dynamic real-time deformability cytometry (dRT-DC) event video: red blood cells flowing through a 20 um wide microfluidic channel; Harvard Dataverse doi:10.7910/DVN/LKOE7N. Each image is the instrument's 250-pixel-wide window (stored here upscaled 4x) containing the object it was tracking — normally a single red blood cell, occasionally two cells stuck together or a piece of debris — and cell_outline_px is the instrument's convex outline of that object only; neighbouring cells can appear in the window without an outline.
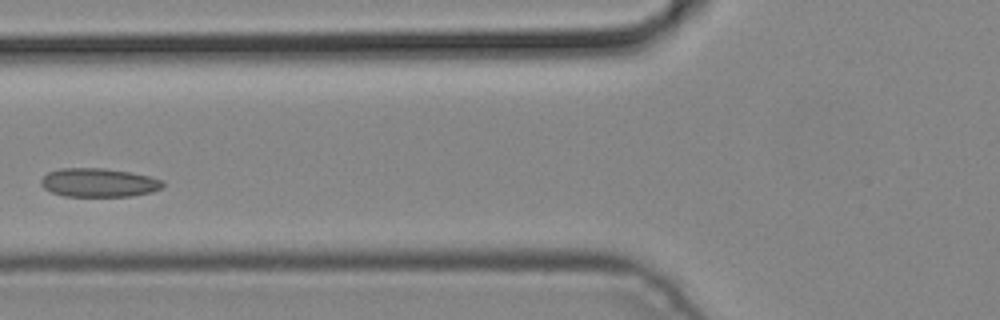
{"species": "common noctule bat (a hibernating species)", "species_latin": "Nyctalus noctula", "temperature_condition": "cold", "stored_images_in_passage": 4, "camera_frame_rate_fps": 3000, "um_per_image_px": 0.085, "animal": {"sex": "male", "body_mass_g": 19.2, "forearm_length_mm": 51.8}, "frame": {"image": 1, "passage_image": 3, "time_ms": 0.667, "image_size_px": [1000, 320], "cell_outline_px": [[164, 188], [152, 192], [132, 196], [64, 196], [52, 192], [44, 188], [40, 184], [40, 180], [48, 172], [60, 168], [104, 168], [128, 172], [148, 176], [164, 180]], "centroid_in_image_um": [8.41, 15.52], "position_along_channel_um": 117.4, "area_um2": 20.46}}
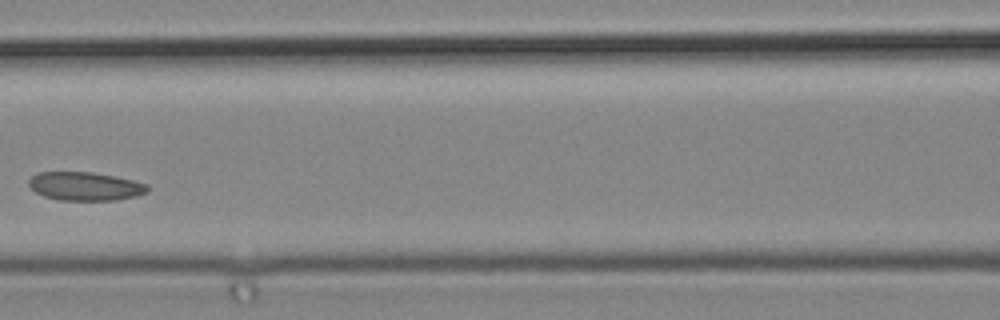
{"frame": {"image": 2, "passage_image": 4, "time_ms": 1.0, "image_size_px": [1000, 320], "cell_outline_px": [[148, 192], [136, 196], [116, 200], [60, 200], [44, 196], [36, 192], [28, 184], [28, 180], [36, 172], [92, 172], [132, 180], [148, 184]], "centroid_in_image_um": [7.23, 15.83], "position_along_channel_um": 159.4, "area_um2": 19.65}}